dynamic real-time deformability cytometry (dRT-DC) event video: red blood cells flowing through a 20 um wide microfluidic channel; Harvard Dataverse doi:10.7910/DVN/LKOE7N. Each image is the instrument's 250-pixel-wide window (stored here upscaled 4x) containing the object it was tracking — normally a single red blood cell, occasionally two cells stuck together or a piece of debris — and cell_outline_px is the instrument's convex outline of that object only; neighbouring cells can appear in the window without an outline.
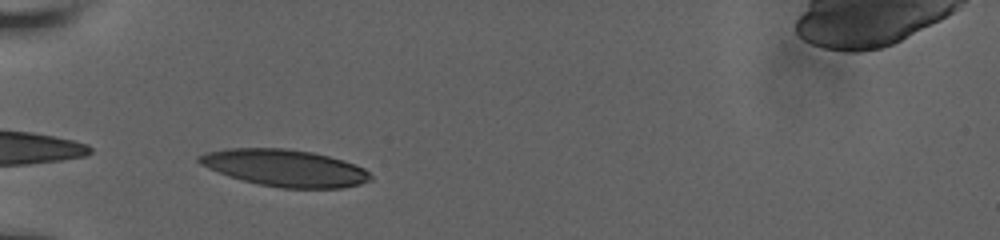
{"species": "human", "species_latin": "Homo sapiens", "temperature_condition": "room temperature", "stored_images_in_passage": 30, "camera_frame_rate_fps": 3000, "um_per_image_px": 0.085, "donor": {"sex": "male"}, "frame": {"image": 1, "passage_image": 1, "time_ms": 0.0, "image_size_px": [1000, 240], "cell_outline_px": [[372, 180], [360, 184], [344, 188], [280, 188], [260, 184], [228, 176], [208, 168], [200, 164], [196, 160], [196, 156], [208, 152], [228, 148], [284, 148], [312, 152], [344, 160], [364, 168], [372, 176]], "centroid_in_image_um": [24.22, 14.27], "position_along_channel_um": 60.8, "area_um2": 36.88}}
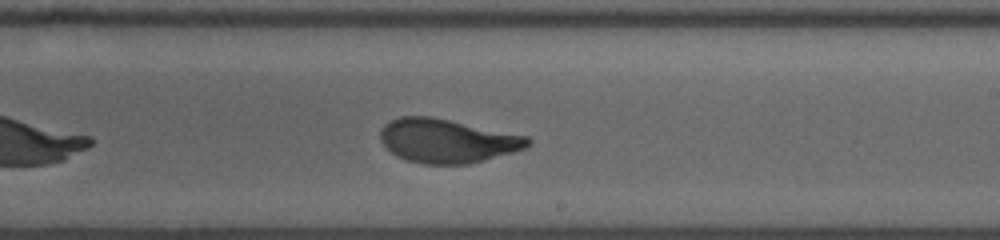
{"frame": {"image": 2, "passage_image": 17, "time_ms": 5.333, "image_size_px": [1000, 240], "cell_outline_px": [[532, 144], [524, 148], [512, 152], [484, 160], [468, 164], [424, 164], [404, 160], [396, 156], [380, 140], [380, 132], [384, 124], [400, 116], [432, 116], [528, 136], [532, 140]], "centroid_in_image_um": [38.01, 11.97], "position_along_channel_um": 251.0, "area_um2": 37.74}}
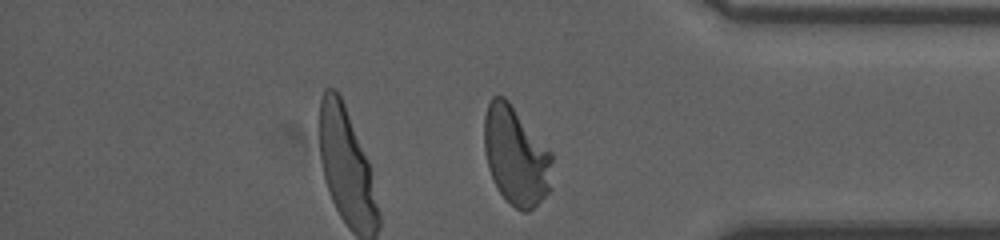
{"frame": {"image": 3, "passage_image": 29, "time_ms": 9.333, "image_size_px": [1000, 240], "cell_outline_px": [[552, 188], [528, 212], [524, 212], [516, 208], [496, 188], [492, 180], [488, 168], [484, 152], [484, 116], [488, 104], [492, 96], [504, 96], [508, 100], [552, 152]], "centroid_in_image_um": [43.85, 13.24], "position_along_channel_um": 391.4, "area_um2": 39.25}, "authors_computed_cell_mechanics": {"area_um2": 38.0324, "velocity_mm_per_s": 3.7836, "shape_relaxation_time_tau1_ms": 4.5464, "shape_relaxation_time_tau2_ms": 0.8103, "deformation_change_tau1": 0.2013, "deformation_change_tau2": 0.0676}}